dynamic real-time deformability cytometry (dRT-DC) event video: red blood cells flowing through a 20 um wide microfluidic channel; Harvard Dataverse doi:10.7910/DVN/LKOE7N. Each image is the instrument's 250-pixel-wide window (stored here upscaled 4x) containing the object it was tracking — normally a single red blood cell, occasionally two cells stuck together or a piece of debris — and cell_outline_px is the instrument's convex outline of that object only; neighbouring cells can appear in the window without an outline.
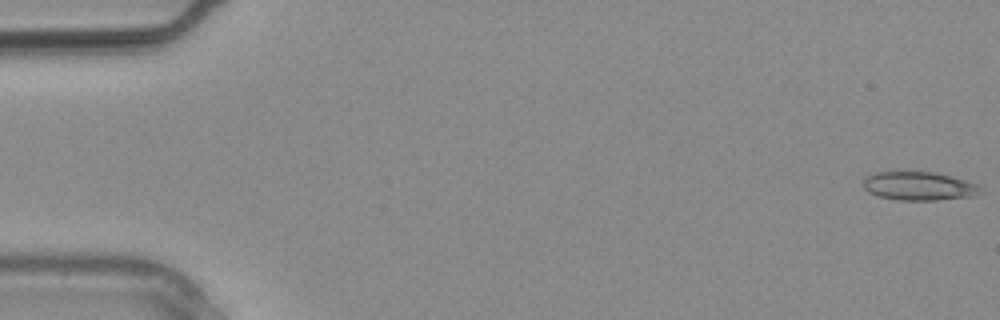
{"species": "common noctule bat (a hibernating species)", "species_latin": "Nyctalus noctula", "temperature_condition": "warm", "stored_images_in_passage": 3, "camera_frame_rate_fps": 3000, "um_per_image_px": 0.085, "animal": {"sex": "male", "body_mass_g": 20.4}, "frame": {"image": 1, "passage_image": 1, "time_ms": 0.0, "image_size_px": [1000, 320], "cell_outline_px": [[980, 184], [976, 192], [972, 196], [936, 200], [896, 200], [880, 196], [868, 192], [864, 188], [864, 176], [876, 172], [936, 172], [968, 180]], "centroid_in_image_um": [78.08, 15.8], "position_along_channel_um": 6.9, "area_um2": 19.42}}
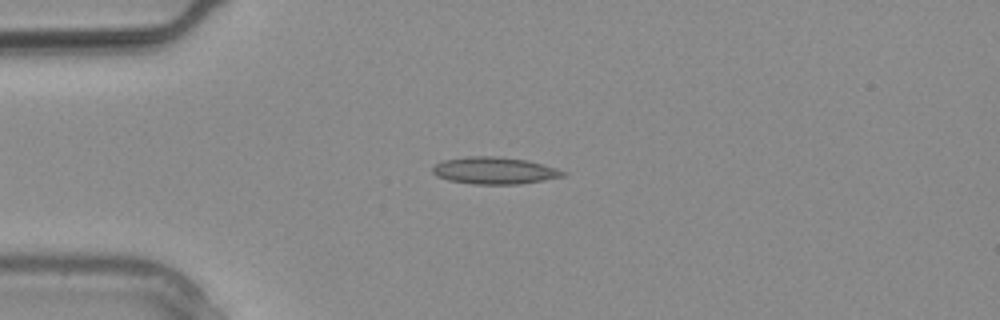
{"frame": {"image": 2, "passage_image": 3, "time_ms": 0.667, "image_size_px": [1000, 320], "cell_outline_px": [[568, 172], [564, 176], [544, 180], [520, 184], [472, 184], [448, 180], [436, 176], [432, 172], [432, 168], [436, 164], [444, 160], [464, 156], [496, 156], [528, 160], [556, 168]], "centroid_in_image_um": [42.02, 14.49], "position_along_channel_um": 43.0, "area_um2": 20.63}}